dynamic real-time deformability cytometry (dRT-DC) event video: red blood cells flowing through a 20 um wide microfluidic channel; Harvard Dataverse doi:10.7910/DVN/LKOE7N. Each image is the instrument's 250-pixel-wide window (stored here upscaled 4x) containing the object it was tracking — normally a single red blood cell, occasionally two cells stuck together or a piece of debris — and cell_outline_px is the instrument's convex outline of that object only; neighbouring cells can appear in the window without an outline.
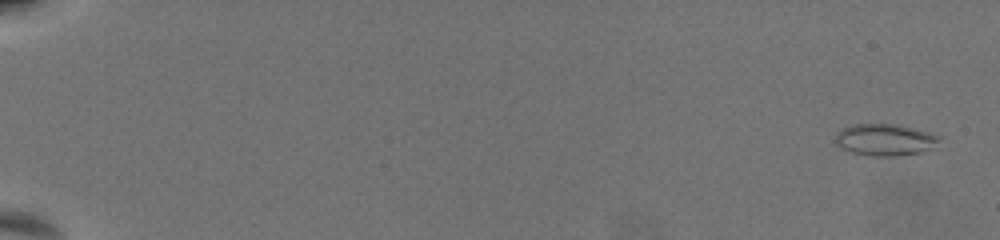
{"species": "common noctule bat (a hibernating species)", "species_latin": "Nyctalus noctula", "temperature_condition": "warm", "stored_images_in_passage": 62, "camera_frame_rate_fps": 3000, "um_per_image_px": 0.085, "animal": {"sex": "female", "body_mass_g": 19.5, "forearm_length_mm": 54.1}, "frame": {"image": 1, "passage_image": 3, "time_ms": 0.667, "image_size_px": [1000, 240], "cell_outline_px": [[940, 140], [928, 148], [920, 152], [892, 156], [876, 156], [852, 152], [836, 144], [836, 136], [844, 128], [856, 124], [888, 124], [928, 132], [940, 136]], "centroid_in_image_um": [75.2, 11.88], "position_along_channel_um": 9.8, "area_um2": 18.32}}
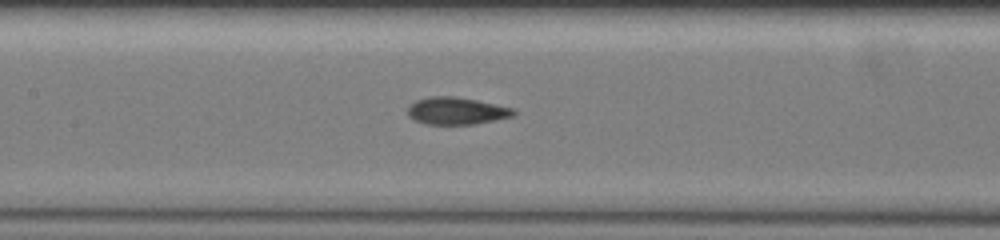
{"frame": {"image": 2, "passage_image": 34, "time_ms": 11.0, "image_size_px": [1000, 240], "cell_outline_px": [[516, 112], [512, 116], [472, 124], [428, 124], [416, 120], [408, 116], [408, 108], [416, 100], [428, 96], [456, 96], [476, 100], [512, 108]], "centroid_in_image_um": [38.76, 9.41], "position_along_channel_um": 168.6, "area_um2": 16.47}}
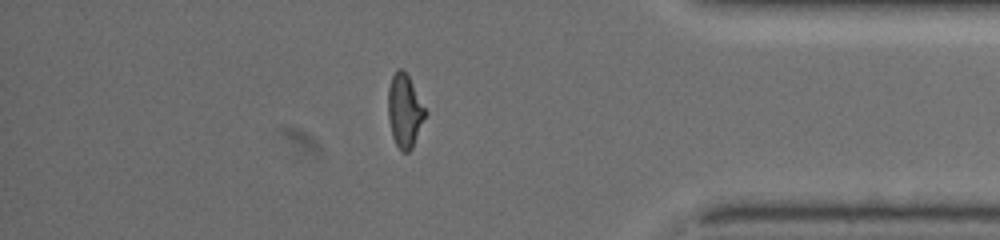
{"frame": {"image": 3, "passage_image": 55, "time_ms": 18.0, "image_size_px": [1000, 240], "cell_outline_px": [[428, 112], [412, 148], [408, 152], [404, 152], [396, 144], [392, 136], [388, 116], [388, 88], [392, 76], [400, 68], [408, 76]], "centroid_in_image_um": [34.41, 9.43], "position_along_channel_um": 400.8, "area_um2": 15.72}, "authors_computed_cell_mechanics": {"area_um2": 16.3574, "velocity_mm_per_s": 3.6044, "shape_relaxation_time_tau1_ms": 9.162, "shape_relaxation_time_tau2_ms": 1.3221, "deformation_change_tau1": 0.2691, "deformation_change_tau2": 0.0547}}